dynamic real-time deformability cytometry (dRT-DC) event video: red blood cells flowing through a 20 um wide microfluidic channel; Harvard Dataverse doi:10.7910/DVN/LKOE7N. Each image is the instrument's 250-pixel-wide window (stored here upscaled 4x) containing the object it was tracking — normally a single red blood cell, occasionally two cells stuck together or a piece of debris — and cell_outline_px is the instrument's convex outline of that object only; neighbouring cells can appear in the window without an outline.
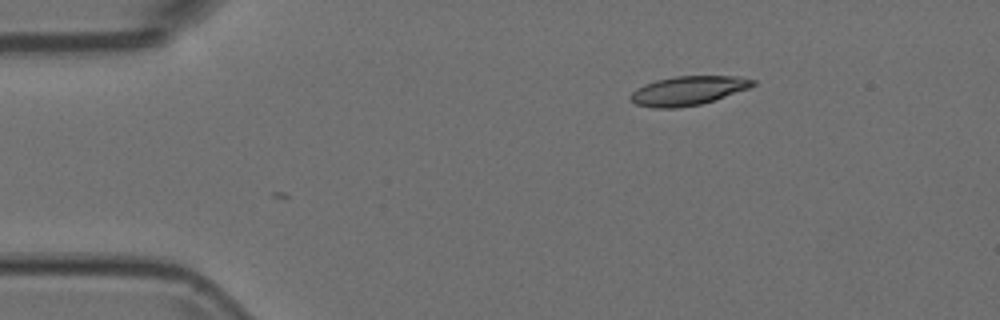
{"species": "Egyptian fruit bat (a non-hibernating species)", "species_latin": "Rousettus aegyptiacus", "temperature_condition": "room temperature", "stored_images_in_passage": 36, "camera_frame_rate_fps": 3000, "um_per_image_px": 0.085, "animal": {"sex": "female"}, "frame": {"image": 1, "passage_image": 1, "time_ms": 0.0, "image_size_px": [1000, 320], "cell_outline_px": [[756, 84], [748, 88], [700, 104], [676, 108], [652, 108], [636, 104], [628, 96], [636, 88], [644, 84], [656, 80], [676, 76], [736, 76], [756, 80]], "centroid_in_image_um": [58.44, 7.7], "position_along_channel_um": 26.6, "area_um2": 20.52}}
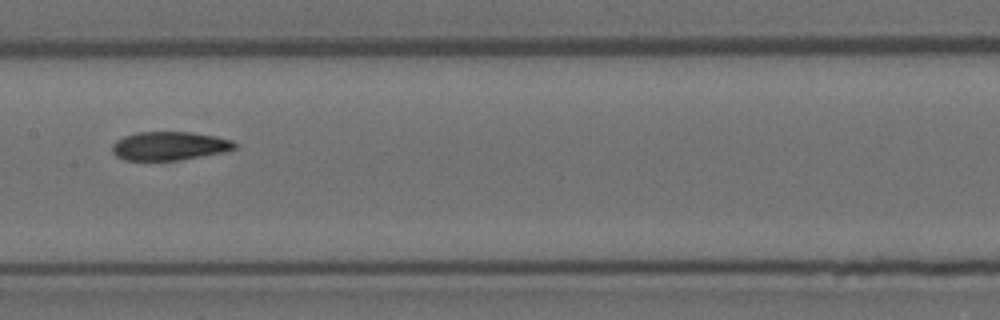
{"frame": {"image": 2, "passage_image": 19, "time_ms": 6.0, "image_size_px": [1000, 320], "cell_outline_px": [[236, 148], [224, 152], [180, 160], [124, 160], [116, 156], [112, 152], [112, 144], [116, 140], [124, 136], [136, 132], [192, 132], [216, 136], [232, 140], [236, 144]], "centroid_in_image_um": [14.39, 12.4], "position_along_channel_um": 193.0, "area_um2": 20.52}}
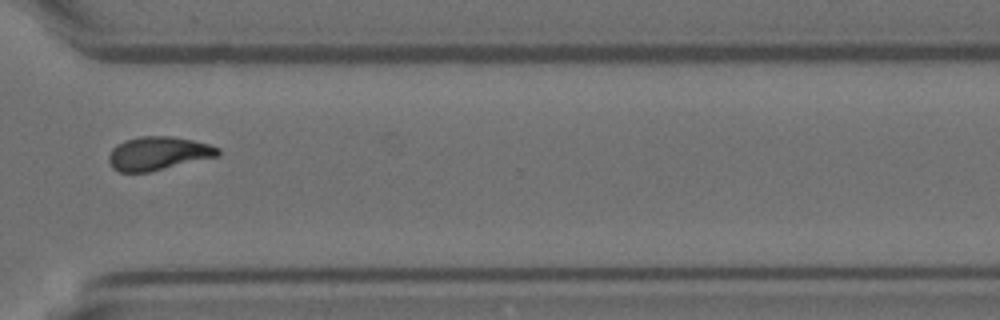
{"frame": {"image": 3, "passage_image": 32, "time_ms": 10.333, "image_size_px": [1000, 320], "cell_outline_px": [[220, 156], [148, 172], [120, 172], [112, 168], [108, 160], [108, 156], [112, 148], [116, 144], [124, 140], [140, 136], [172, 136], [192, 140], [208, 144], [220, 148]], "centroid_in_image_um": [13.44, 13.03], "position_along_channel_um": 357.2, "area_um2": 21.44}}